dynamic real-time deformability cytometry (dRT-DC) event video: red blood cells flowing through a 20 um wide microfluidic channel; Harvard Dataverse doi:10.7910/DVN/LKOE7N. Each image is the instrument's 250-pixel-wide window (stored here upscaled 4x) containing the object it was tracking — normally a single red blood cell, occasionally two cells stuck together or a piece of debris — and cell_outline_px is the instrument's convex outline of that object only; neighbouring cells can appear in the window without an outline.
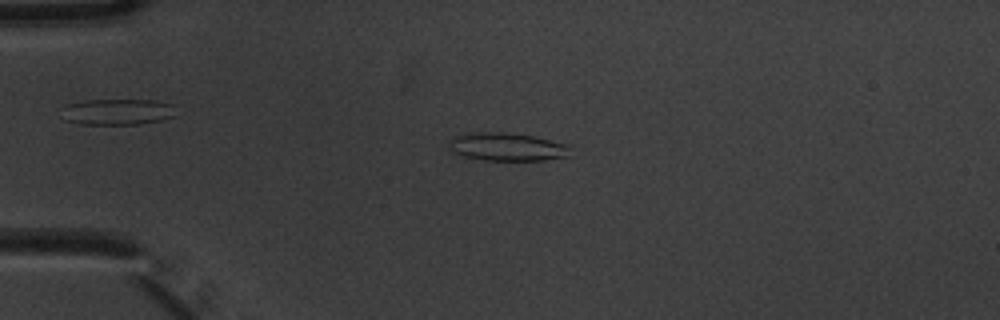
{"species": "common noctule bat (a hibernating species)", "species_latin": "Nyctalus noctula", "temperature_condition": "warm", "stored_images_in_passage": 4, "camera_frame_rate_fps": 3000, "um_per_image_px": 0.085, "animal": {"sex": "male", "body_mass_g": 20.1, "forearm_length_mm": 53.5}, "frame": {"image": 1, "passage_image": 3, "time_ms": 0.667, "image_size_px": [1000, 320], "cell_outline_px": [[572, 156], [544, 160], [484, 160], [460, 156], [452, 152], [448, 148], [448, 140], [464, 132], [508, 132], [532, 136], [572, 144]], "centroid_in_image_um": [43.13, 12.48], "position_along_channel_um": 41.9, "area_um2": 20.58}}